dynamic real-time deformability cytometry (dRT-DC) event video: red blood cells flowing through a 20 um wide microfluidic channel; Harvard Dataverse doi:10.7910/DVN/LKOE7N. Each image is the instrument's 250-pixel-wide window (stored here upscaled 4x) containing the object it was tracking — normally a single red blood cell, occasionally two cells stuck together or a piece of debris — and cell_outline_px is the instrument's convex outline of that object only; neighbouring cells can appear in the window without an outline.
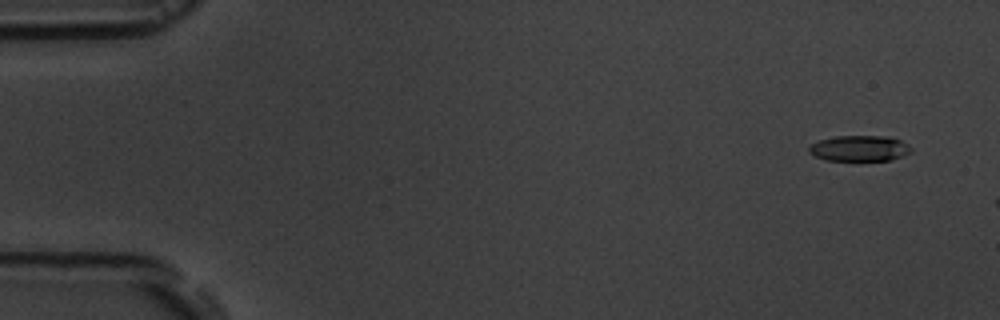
{"species": "common noctule bat (a hibernating species)", "species_latin": "Nyctalus noctula", "temperature_condition": "room temperature", "stored_images_in_passage": 3, "camera_frame_rate_fps": 3000, "um_per_image_px": 0.085, "animal": {"sex": "male", "body_mass_g": 19.5, "forearm_length_mm": 54.6}, "frame": {"image": 1, "passage_image": 1, "time_ms": 0.0, "image_size_px": [1000, 320], "cell_outline_px": [[912, 152], [892, 160], [824, 160], [808, 152], [808, 148], [812, 144], [820, 140], [836, 136], [880, 136], [900, 140], [908, 144], [912, 148]], "centroid_in_image_um": [73.07, 12.61], "position_along_channel_um": 11.9, "area_um2": 15.2}}